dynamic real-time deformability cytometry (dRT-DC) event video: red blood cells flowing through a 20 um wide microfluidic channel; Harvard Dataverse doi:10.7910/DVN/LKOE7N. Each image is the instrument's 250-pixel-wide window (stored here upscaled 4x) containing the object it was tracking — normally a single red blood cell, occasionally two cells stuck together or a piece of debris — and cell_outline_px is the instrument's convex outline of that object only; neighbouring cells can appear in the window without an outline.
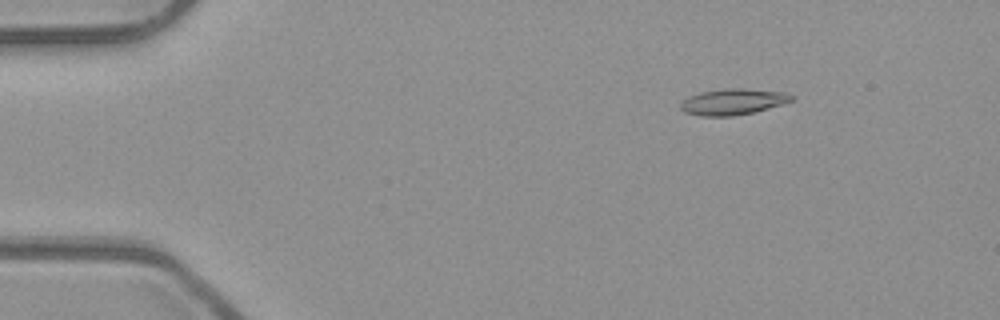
{"species": "common noctule bat (a hibernating species)", "species_latin": "Nyctalus noctula", "temperature_condition": "room temperature", "stored_images_in_passage": 3, "camera_frame_rate_fps": 3000, "um_per_image_px": 0.085, "animal": {"sex": "male", "body_mass_g": 23.1, "forearm_length_mm": 52.7}, "frame": {"image": 1, "passage_image": 1, "time_ms": 0.0, "image_size_px": [1000, 320], "cell_outline_px": [[792, 100], [780, 104], [752, 112], [732, 116], [700, 116], [684, 112], [680, 108], [680, 104], [688, 96], [700, 92], [724, 88], [744, 88], [784, 92], [792, 96]], "centroid_in_image_um": [62.22, 8.64], "position_along_channel_um": 22.8, "area_um2": 16.65}}